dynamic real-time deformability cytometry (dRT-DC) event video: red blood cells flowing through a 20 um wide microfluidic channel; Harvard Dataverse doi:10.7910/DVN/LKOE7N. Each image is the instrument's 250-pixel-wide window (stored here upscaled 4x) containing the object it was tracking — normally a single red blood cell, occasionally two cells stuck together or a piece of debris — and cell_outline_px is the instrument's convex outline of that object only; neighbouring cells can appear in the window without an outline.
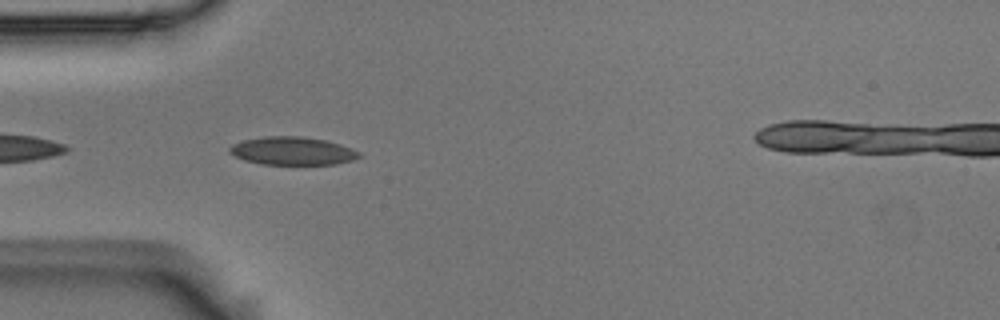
{"species": "Egyptian fruit bat (a non-hibernating species)", "species_latin": "Rousettus aegyptiacus", "temperature_condition": "room temperature", "stored_images_in_passage": 5, "camera_frame_rate_fps": 3000, "um_per_image_px": 0.085, "animal": {"sex": "male"}, "frame": {"image": 1, "passage_image": 4, "time_ms": 1.0, "image_size_px": [1000, 320], "cell_outline_px": [[360, 156], [356, 160], [336, 164], [260, 164], [244, 160], [228, 152], [228, 148], [232, 144], [244, 140], [264, 136], [304, 136], [324, 140], [340, 144], [352, 148], [360, 152]], "centroid_in_image_um": [24.87, 12.83], "position_along_channel_um": 60.1, "area_um2": 21.33}}
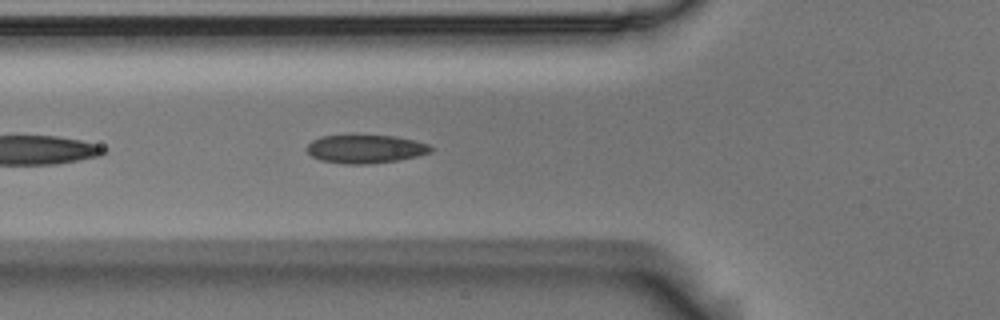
{"frame": {"image": 2, "passage_image": 5, "time_ms": 1.333, "image_size_px": [1000, 320], "cell_outline_px": [[436, 148], [432, 152], [416, 156], [396, 160], [368, 164], [344, 164], [320, 160], [312, 156], [308, 152], [308, 144], [312, 140], [320, 136], [396, 136], [428, 144]], "centroid_in_image_um": [31.08, 12.67], "position_along_channel_um": 94.7, "area_um2": 20.29}}